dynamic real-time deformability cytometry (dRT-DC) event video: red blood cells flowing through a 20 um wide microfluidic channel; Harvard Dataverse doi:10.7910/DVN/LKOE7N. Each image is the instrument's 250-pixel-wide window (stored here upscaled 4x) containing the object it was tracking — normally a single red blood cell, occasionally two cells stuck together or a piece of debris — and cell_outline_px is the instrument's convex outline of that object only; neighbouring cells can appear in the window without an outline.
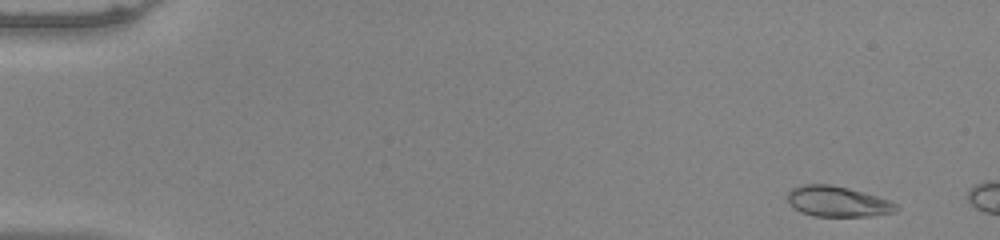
{"species": "common noctule bat (a hibernating species)", "species_latin": "Nyctalus noctula", "temperature_condition": "warm", "stored_images_in_passage": 6, "camera_frame_rate_fps": 3000, "um_per_image_px": 0.085, "animal": {"sex": "male", "body_mass_g": 20.0, "forearm_length_mm": 53.3}, "frame": {"image": 1, "passage_image": 2, "time_ms": 0.333, "image_size_px": [1000, 240], "cell_outline_px": [[900, 208], [896, 212], [872, 216], [812, 216], [800, 212], [792, 208], [788, 200], [788, 192], [792, 188], [804, 184], [832, 184], [864, 192], [888, 200], [896, 204]], "centroid_in_image_um": [71.19, 17.13], "position_along_channel_um": 13.8, "area_um2": 19.48}}